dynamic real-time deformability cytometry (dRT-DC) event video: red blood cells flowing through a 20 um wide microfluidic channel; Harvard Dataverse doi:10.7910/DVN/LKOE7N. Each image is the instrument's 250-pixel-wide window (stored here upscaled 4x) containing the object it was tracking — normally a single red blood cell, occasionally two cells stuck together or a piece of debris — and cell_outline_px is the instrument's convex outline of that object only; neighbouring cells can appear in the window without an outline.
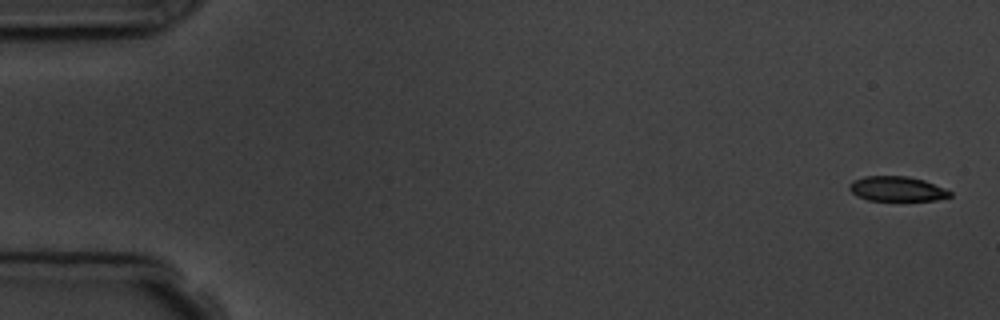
{"species": "common noctule bat (a hibernating species)", "species_latin": "Nyctalus noctula", "temperature_condition": "room temperature", "stored_images_in_passage": 11, "camera_frame_rate_fps": 3000, "um_per_image_px": 0.085, "animal": {"sex": "male", "body_mass_g": 19.5, "forearm_length_mm": 54.6}, "frame": {"image": 1, "passage_image": 1, "time_ms": 0.0, "image_size_px": [1000, 320], "cell_outline_px": [[952, 196], [936, 200], [868, 200], [856, 196], [848, 188], [848, 184], [852, 180], [864, 176], [908, 176], [924, 180], [944, 188], [952, 192]], "centroid_in_image_um": [76.21, 16.04], "position_along_channel_um": 8.8, "area_um2": 14.62}}
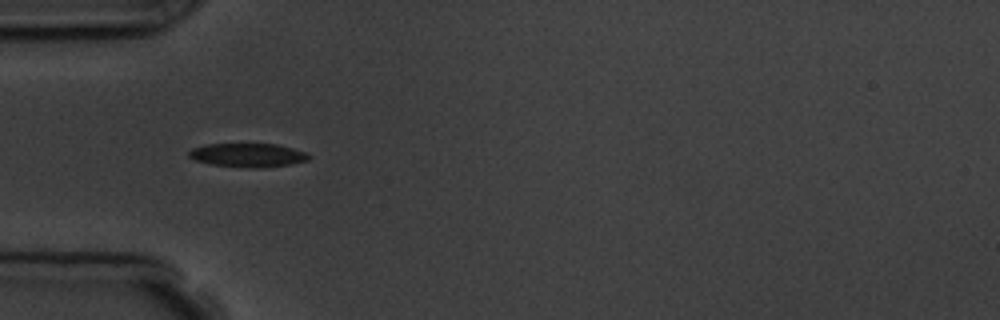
{"frame": {"image": 2, "passage_image": 5, "time_ms": 5.333, "image_size_px": [1000, 320], "cell_outline_px": [[312, 156], [308, 160], [292, 164], [264, 168], [248, 168], [208, 164], [196, 160], [188, 156], [188, 152], [192, 148], [208, 144], [276, 144], [308, 152]], "centroid_in_image_um": [21.1, 13.2], "position_along_channel_um": 63.9, "area_um2": 16.82}}